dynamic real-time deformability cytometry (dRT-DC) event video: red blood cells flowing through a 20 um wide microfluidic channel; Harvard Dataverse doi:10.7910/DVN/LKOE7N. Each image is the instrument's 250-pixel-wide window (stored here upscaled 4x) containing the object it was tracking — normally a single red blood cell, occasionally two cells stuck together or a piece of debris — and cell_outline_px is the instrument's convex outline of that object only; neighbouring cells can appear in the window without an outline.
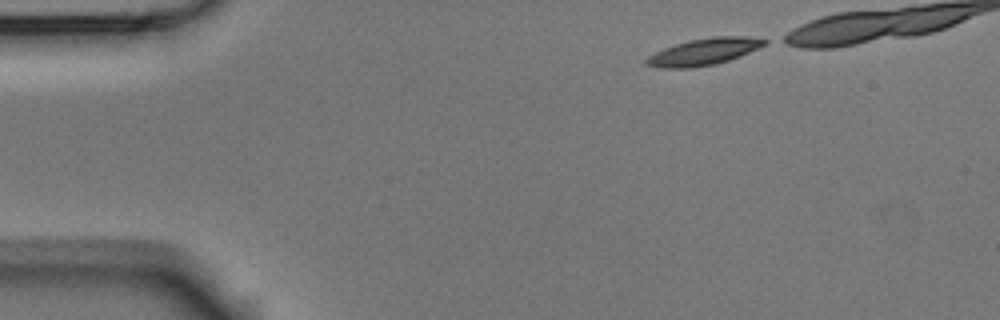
{"species": "Egyptian fruit bat (a non-hibernating species)", "species_latin": "Rousettus aegyptiacus", "temperature_condition": "room temperature", "stored_images_in_passage": 4, "camera_frame_rate_fps": 3000, "um_per_image_px": 0.085, "animal": {"sex": "male"}, "frame": {"image": 1, "passage_image": 1, "time_ms": 0.0, "image_size_px": [1000, 320], "cell_outline_px": [[768, 44], [728, 60], [716, 64], [692, 68], [660, 68], [644, 64], [644, 60], [648, 56], [664, 48], [688, 40], [712, 36], [744, 36], [768, 40]], "centroid_in_image_um": [59.8, 4.4], "position_along_channel_um": 25.2, "area_um2": 18.38}}